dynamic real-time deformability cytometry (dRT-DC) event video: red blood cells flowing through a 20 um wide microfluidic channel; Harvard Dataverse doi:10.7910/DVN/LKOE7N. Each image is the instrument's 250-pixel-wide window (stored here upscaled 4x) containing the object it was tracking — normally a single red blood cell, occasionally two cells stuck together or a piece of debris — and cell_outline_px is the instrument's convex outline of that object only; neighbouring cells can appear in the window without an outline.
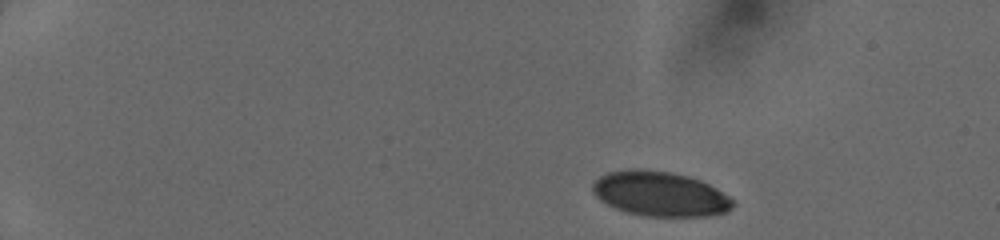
{"species": "human", "species_latin": "Homo sapiens", "temperature_condition": "cold", "stored_images_in_passage": 42, "camera_frame_rate_fps": 3000, "um_per_image_px": 0.085, "donor": {"sex": "female"}, "frame": {"image": 1, "passage_image": 1, "time_ms": 0.0, "image_size_px": [1000, 240], "cell_outline_px": [[736, 204], [728, 212], [712, 216], [644, 216], [628, 212], [616, 208], [600, 200], [592, 192], [592, 184], [600, 176], [608, 172], [628, 168], [640, 168], [672, 172], [688, 176], [700, 180], [716, 188], [728, 196]], "centroid_in_image_um": [56.11, 16.47], "position_along_channel_um": 28.9, "area_um2": 36.82}}
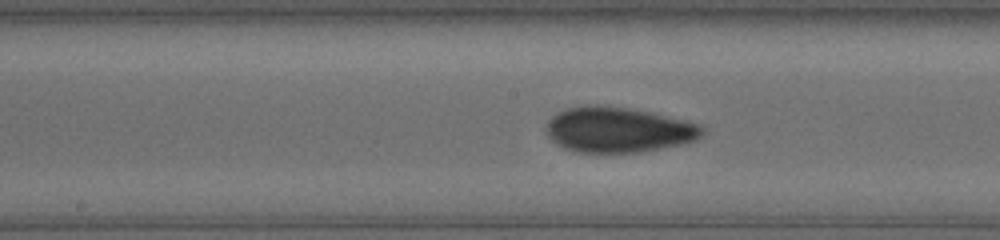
{"frame": {"image": 2, "passage_image": 21, "time_ms": 6.667, "image_size_px": [1000, 240], "cell_outline_px": [[704, 132], [696, 140], [684, 144], [640, 152], [576, 152], [564, 148], [556, 144], [548, 136], [548, 120], [556, 112], [564, 108], [584, 104], [596, 104], [628, 108], [648, 112], [684, 120], [700, 124], [704, 128]], "centroid_in_image_um": [52.53, 11.02], "position_along_channel_um": 195.7, "area_um2": 41.33}}
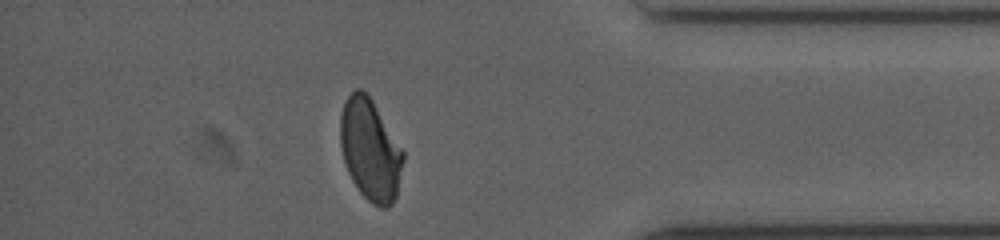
{"frame": {"image": 3, "passage_image": 37, "time_ms": 12.0, "image_size_px": [1000, 240], "cell_outline_px": [[404, 160], [396, 196], [392, 204], [388, 208], [380, 208], [372, 204], [356, 188], [348, 172], [344, 160], [340, 144], [340, 116], [344, 104], [348, 96], [356, 88], [360, 88], [372, 100], [404, 152]], "centroid_in_image_um": [31.47, 12.77], "position_along_channel_um": 403.7, "area_um2": 36.99}}